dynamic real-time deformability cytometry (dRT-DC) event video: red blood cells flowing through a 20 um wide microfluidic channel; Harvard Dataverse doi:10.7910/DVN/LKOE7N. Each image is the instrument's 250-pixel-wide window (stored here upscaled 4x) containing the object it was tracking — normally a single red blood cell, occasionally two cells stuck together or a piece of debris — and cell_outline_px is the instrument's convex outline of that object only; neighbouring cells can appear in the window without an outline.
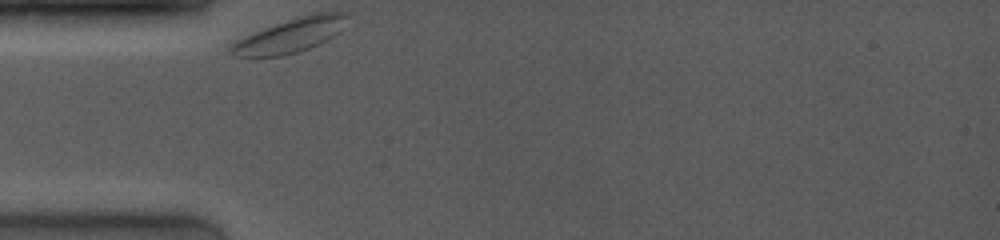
{"species": "common noctule bat (a hibernating species)", "species_latin": "Nyctalus noctula", "temperature_condition": "room temperature", "stored_images_in_passage": 11, "camera_frame_rate_fps": 4000, "um_per_image_px": 0.085, "animal": {"sex": "female", "body_mass_g": 19.0, "forearm_length_mm": 53.3}, "frame": {"image": 1, "passage_image": 1, "time_ms": 0.0, "image_size_px": [1000, 240], "cell_outline_px": [[348, 16], [340, 32], [320, 44], [284, 56], [232, 56], [228, 52], [228, 48], [236, 40], [264, 28], [300, 16], [316, 12], [344, 12]], "centroid_in_image_um": [24.67, 3.02], "position_along_channel_um": 60.3, "area_um2": 22.89}}
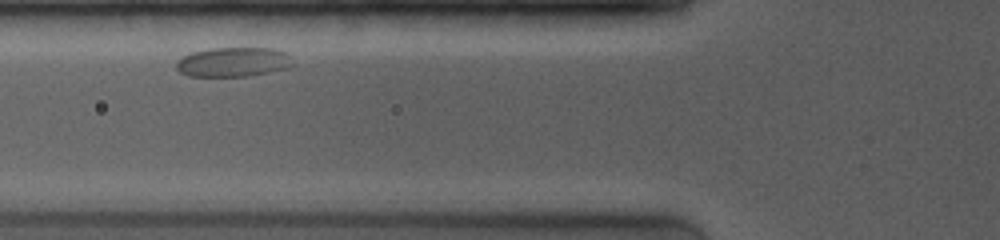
{"frame": {"image": 2, "passage_image": 7, "time_ms": 1.5, "image_size_px": [1000, 240], "cell_outline_px": [[296, 64], [288, 68], [248, 76], [188, 76], [180, 72], [176, 68], [176, 60], [192, 52], [208, 48], [276, 48], [284, 52]], "centroid_in_image_um": [19.82, 5.27], "position_along_channel_um": 106.0, "area_um2": 20.11}}